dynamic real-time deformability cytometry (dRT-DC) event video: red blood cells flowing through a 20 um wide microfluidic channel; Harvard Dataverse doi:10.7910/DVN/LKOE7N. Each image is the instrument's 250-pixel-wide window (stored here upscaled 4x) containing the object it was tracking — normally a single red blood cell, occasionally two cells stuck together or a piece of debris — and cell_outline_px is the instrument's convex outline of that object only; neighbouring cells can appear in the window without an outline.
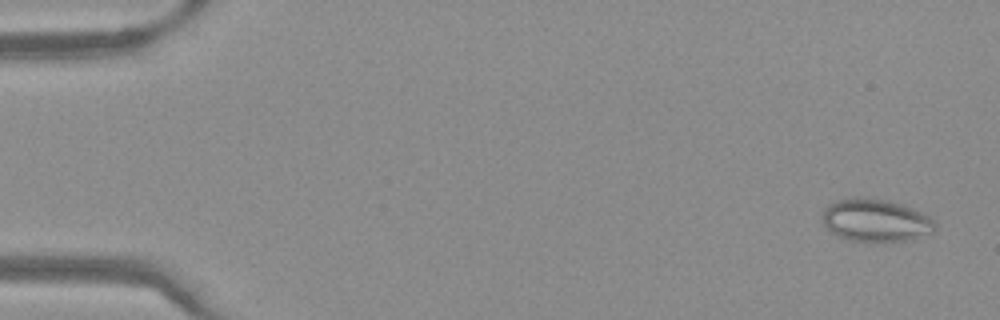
{"species": "Egyptian fruit bat (a non-hibernating species)", "species_latin": "Rousettus aegyptiacus", "temperature_condition": "warm", "stored_images_in_passage": 51, "camera_frame_rate_fps": 3000, "um_per_image_px": 0.085, "frame": {"image": 1, "passage_image": 3, "time_ms": 0.667, "image_size_px": [1000, 320], "cell_outline_px": [[936, 228], [932, 232], [912, 240], [868, 244], [848, 240], [832, 232], [824, 224], [824, 208], [828, 204], [836, 200], [852, 196], [868, 196], [888, 200], [912, 208], [928, 216], [936, 224]], "centroid_in_image_um": [74.43, 18.74], "position_along_channel_um": 10.6, "area_um2": 28.73}}
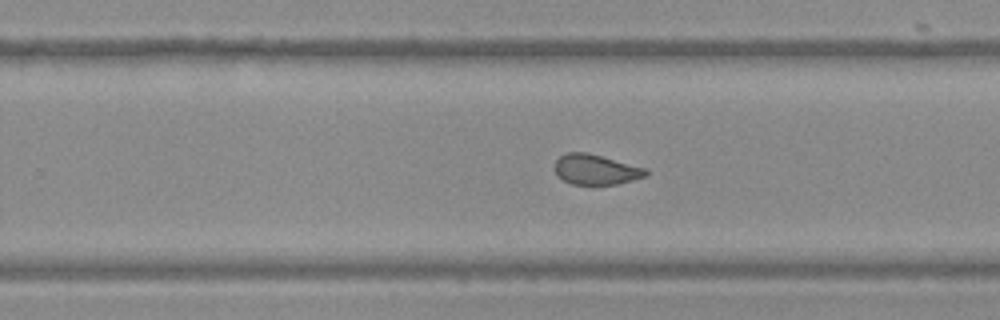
{"frame": {"image": 2, "passage_image": 33, "time_ms": 10.667, "image_size_px": [1000, 320], "cell_outline_px": [[648, 176], [616, 184], [572, 184], [556, 176], [552, 168], [556, 160], [560, 156], [568, 152], [588, 152], [648, 168]], "centroid_in_image_um": [50.64, 14.4], "position_along_channel_um": 279.2, "area_um2": 16.36}}
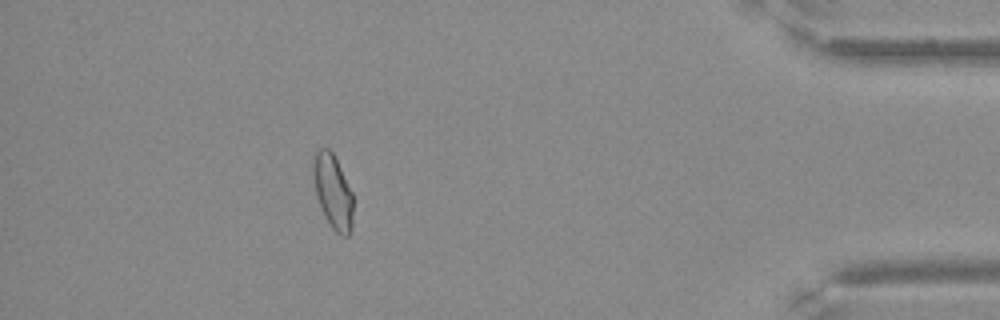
{"frame": {"image": 3, "passage_image": 46, "time_ms": 15.0, "image_size_px": [1000, 320], "cell_outline_px": [[352, 228], [348, 236], [344, 236], [336, 232], [332, 228], [324, 216], [316, 196], [312, 176], [312, 164], [316, 152], [320, 148], [328, 148], [332, 152], [352, 192]], "centroid_in_image_um": [28.27, 16.29], "position_along_channel_um": 406.9, "area_um2": 17.17}}